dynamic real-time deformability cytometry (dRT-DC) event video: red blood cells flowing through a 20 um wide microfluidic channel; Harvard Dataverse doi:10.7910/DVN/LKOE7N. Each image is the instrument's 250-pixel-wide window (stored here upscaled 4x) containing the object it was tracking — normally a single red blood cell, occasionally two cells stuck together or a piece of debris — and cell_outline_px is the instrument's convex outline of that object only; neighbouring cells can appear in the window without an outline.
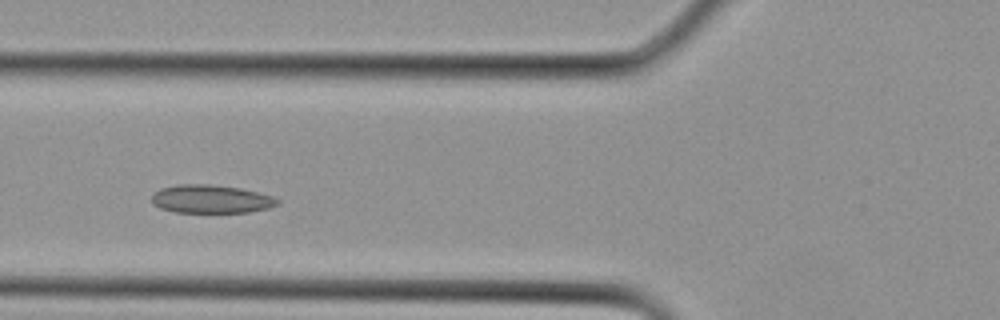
{"species": "Egyptian fruit bat (a non-hibernating species)", "species_latin": "Rousettus aegyptiacus", "temperature_condition": "cold", "stored_images_in_passage": 25, "camera_frame_rate_fps": 3000, "um_per_image_px": 0.085, "animal": {"sex": "female"}, "frame": {"image": 1, "passage_image": 6, "time_ms": 1.667, "image_size_px": [1000, 320], "cell_outline_px": [[280, 200], [276, 204], [268, 208], [248, 212], [176, 212], [160, 208], [152, 204], [152, 196], [160, 188], [176, 184], [208, 184], [240, 188], [272, 196]], "centroid_in_image_um": [17.9, 16.91], "position_along_channel_um": 107.9, "area_um2": 20.58}}
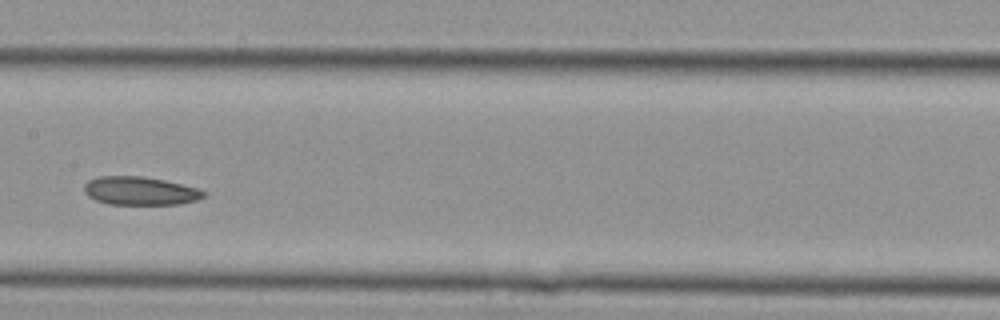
{"frame": {"image": 2, "passage_image": 10, "time_ms": 3.0, "image_size_px": [1000, 320], "cell_outline_px": [[208, 192], [204, 196], [196, 200], [180, 204], [108, 204], [96, 200], [88, 196], [84, 192], [84, 184], [88, 180], [100, 176], [140, 176], [164, 180], [200, 188]], "centroid_in_image_um": [11.92, 16.22], "position_along_channel_um": 195.5, "area_um2": 19.83}}
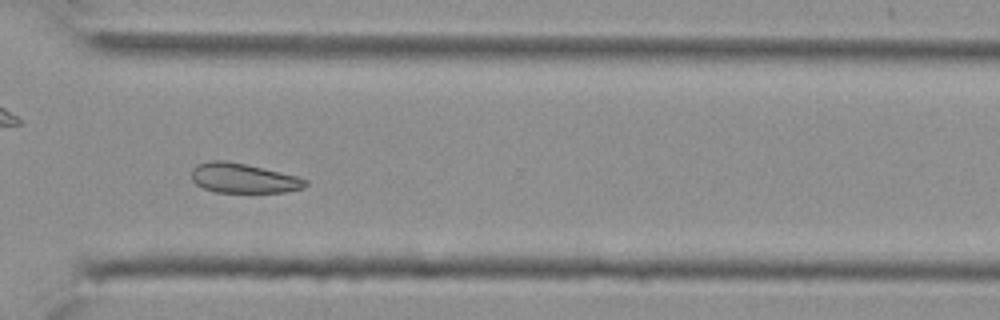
{"frame": {"image": 3, "passage_image": 17, "time_ms": 5.333, "image_size_px": [1000, 320], "cell_outline_px": [[308, 184], [304, 188], [284, 192], [216, 192], [204, 188], [196, 184], [192, 180], [192, 168], [196, 164], [212, 160], [224, 160], [244, 164], [280, 172], [296, 176], [308, 180]], "centroid_in_image_um": [20.67, 15.15], "position_along_channel_um": 349.9, "area_um2": 19.59}}